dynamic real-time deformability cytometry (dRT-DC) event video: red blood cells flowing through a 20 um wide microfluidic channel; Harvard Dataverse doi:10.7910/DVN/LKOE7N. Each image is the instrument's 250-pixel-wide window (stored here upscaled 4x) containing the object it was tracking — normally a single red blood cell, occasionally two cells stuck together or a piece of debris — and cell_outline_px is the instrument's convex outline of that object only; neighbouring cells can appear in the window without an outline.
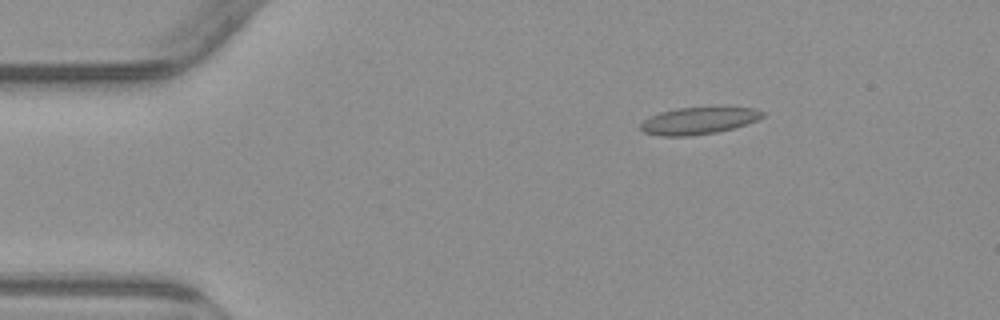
{"species": "common noctule bat (a hibernating species)", "species_latin": "Nyctalus noctula", "temperature_condition": "warm", "stored_images_in_passage": 5, "camera_frame_rate_fps": 3000, "um_per_image_px": 0.085, "animal": {"sex": "male", "body_mass_g": 23.1, "forearm_length_mm": 52.7}, "frame": {"image": 1, "passage_image": 3, "time_ms": 2.333, "image_size_px": [1000, 320], "cell_outline_px": [[764, 116], [756, 120], [732, 128], [716, 132], [688, 136], [660, 136], [644, 132], [640, 128], [640, 124], [644, 120], [660, 112], [676, 108], [724, 104], [752, 108], [764, 112]], "centroid_in_image_um": [59.42, 10.2], "position_along_channel_um": 25.6, "area_um2": 19.83}}